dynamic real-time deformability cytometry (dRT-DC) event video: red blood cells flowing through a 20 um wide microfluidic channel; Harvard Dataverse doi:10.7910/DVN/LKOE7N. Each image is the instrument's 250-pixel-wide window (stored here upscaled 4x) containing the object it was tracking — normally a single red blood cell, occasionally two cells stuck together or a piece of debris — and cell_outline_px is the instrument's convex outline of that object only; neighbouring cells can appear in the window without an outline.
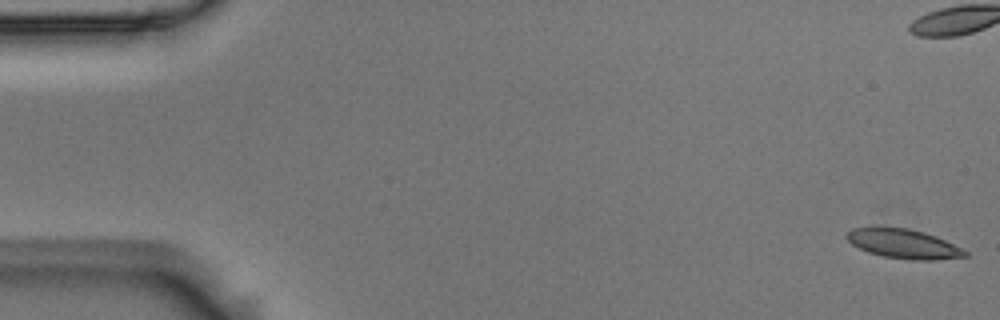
{"species": "Egyptian fruit bat (a non-hibernating species)", "species_latin": "Rousettus aegyptiacus", "temperature_condition": "room temperature", "stored_images_in_passage": 7, "camera_frame_rate_fps": 3000, "um_per_image_px": 0.085, "animal": {"sex": "male"}, "frame": {"image": 1, "passage_image": 1, "time_ms": 0.0, "image_size_px": [1000, 320], "cell_outline_px": [[968, 256], [936, 260], [912, 260], [884, 256], [868, 252], [852, 244], [844, 236], [852, 228], [868, 224], [872, 224], [908, 228], [924, 232], [936, 236], [968, 252]], "centroid_in_image_um": [76.71, 20.67], "position_along_channel_um": 8.3, "area_um2": 20.75}}
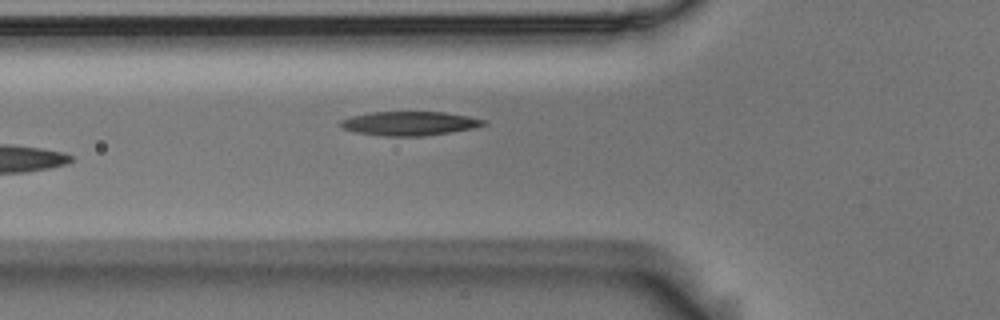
{"frame": {"image": 2, "passage_image": 7, "time_ms": 2.0, "image_size_px": [1000, 320], "cell_outline_px": [[488, 124], [476, 128], [424, 136], [380, 136], [356, 132], [340, 128], [336, 124], [340, 120], [352, 116], [368, 112], [444, 112], [468, 116], [488, 120]], "centroid_in_image_um": [34.79, 10.49], "position_along_channel_um": 91.0, "area_um2": 20.4}}